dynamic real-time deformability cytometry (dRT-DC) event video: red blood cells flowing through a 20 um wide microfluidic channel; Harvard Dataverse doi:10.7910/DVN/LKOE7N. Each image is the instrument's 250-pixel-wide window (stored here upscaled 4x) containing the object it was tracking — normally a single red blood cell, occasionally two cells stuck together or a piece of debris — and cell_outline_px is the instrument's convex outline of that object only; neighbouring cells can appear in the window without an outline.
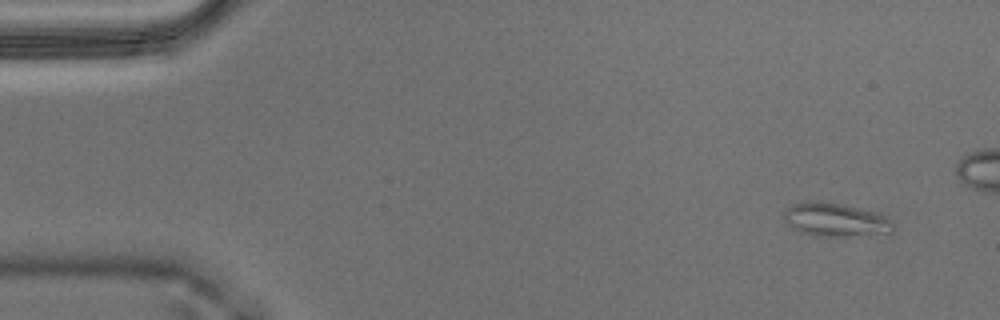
{"species": "Egyptian fruit bat (a non-hibernating species)", "species_latin": "Rousettus aegyptiacus", "temperature_condition": "warm", "stored_images_in_passage": 6, "camera_frame_rate_fps": 3000, "um_per_image_px": 0.085, "animal": {"sex": "male"}, "frame": {"image": 1, "passage_image": 1, "time_ms": 0.0, "image_size_px": [1000, 320], "cell_outline_px": [[888, 220], [884, 232], [880, 240], [812, 236], [788, 224], [784, 220], [784, 212], [792, 204], [804, 200], [820, 200], [844, 204], [880, 212], [888, 216]], "centroid_in_image_um": [71.05, 18.71], "position_along_channel_um": 13.9, "area_um2": 22.43}}
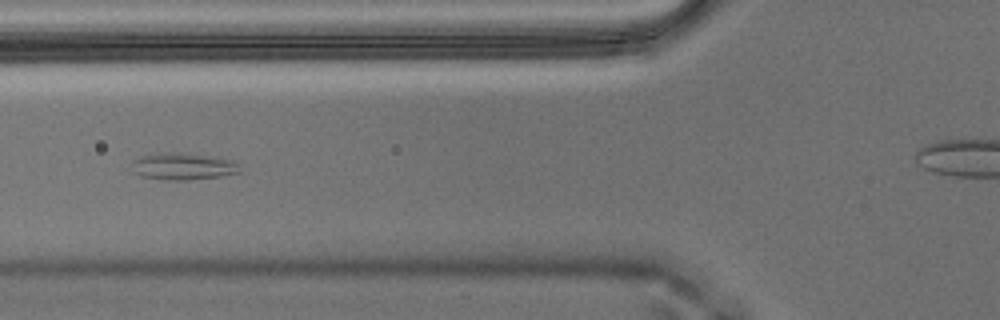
{"frame": {"image": 2, "passage_image": 5, "time_ms": 1.333, "image_size_px": [1000, 320], "cell_outline_px": [[244, 176], [212, 192], [148, 180], [132, 172], [132, 160], [140, 156], [156, 152], [196, 152], [244, 160]], "centroid_in_image_um": [16.09, 14.41], "position_along_channel_um": 109.7, "area_um2": 23.93}}
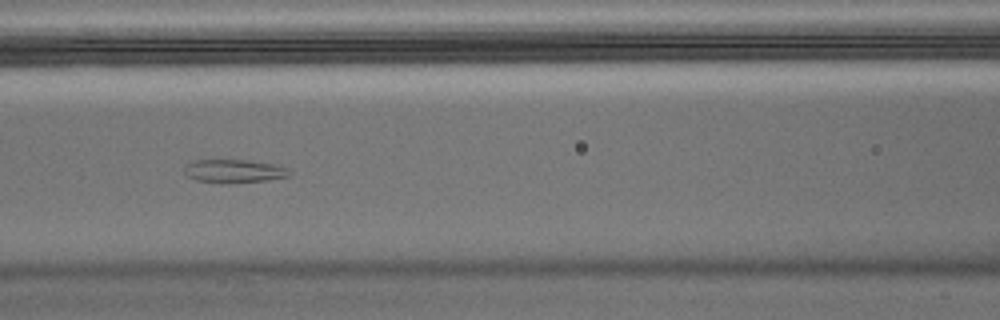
{"frame": {"image": 3, "passage_image": 6, "time_ms": 1.667, "image_size_px": [1000, 320], "cell_outline_px": [[296, 172], [292, 176], [284, 180], [240, 184], [204, 184], [184, 176], [180, 172], [180, 168], [188, 160], [204, 156], [228, 156], [272, 160], [292, 168]], "centroid_in_image_um": [19.94, 14.48], "position_along_channel_um": 146.7, "area_um2": 18.44}}